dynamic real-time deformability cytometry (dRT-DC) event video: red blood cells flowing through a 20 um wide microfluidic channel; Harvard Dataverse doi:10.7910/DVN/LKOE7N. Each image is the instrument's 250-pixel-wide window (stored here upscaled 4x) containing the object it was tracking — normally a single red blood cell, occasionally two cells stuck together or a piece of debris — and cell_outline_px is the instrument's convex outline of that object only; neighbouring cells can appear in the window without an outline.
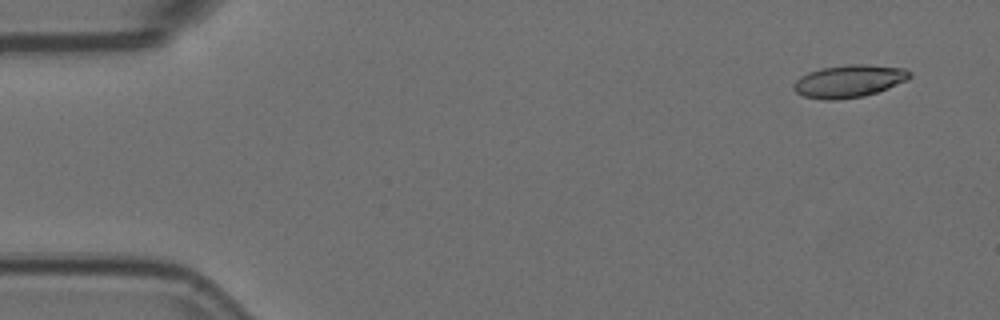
{"species": "Egyptian fruit bat (a non-hibernating species)", "species_latin": "Rousettus aegyptiacus", "temperature_condition": "room temperature", "stored_images_in_passage": 5, "segment_of_instrument_passage": [1, 2], "camera_frame_rate_fps": 3000, "um_per_image_px": 0.085, "animal": {"sex": "female"}, "frame": {"image": 1, "passage_image": 1, "time_ms": 0.0, "image_size_px": [1000, 320], "cell_outline_px": [[912, 76], [908, 80], [888, 88], [864, 96], [832, 100], [824, 100], [804, 96], [796, 92], [792, 88], [792, 84], [800, 76], [808, 72], [820, 68], [848, 64], [868, 64], [904, 68], [912, 72]], "centroid_in_image_um": [72.17, 6.88], "position_along_channel_um": 12.8, "area_um2": 22.2}}
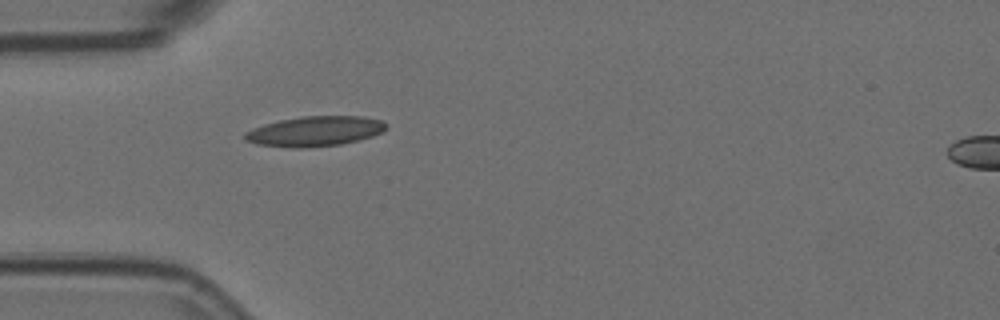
{"frame": {"image": 2, "passage_image": 4, "time_ms": 1.0, "image_size_px": [1000, 320], "cell_outline_px": [[388, 124], [380, 132], [372, 136], [340, 144], [304, 148], [296, 148], [256, 144], [244, 140], [244, 132], [252, 128], [264, 124], [280, 120], [300, 116], [364, 116], [380, 120]], "centroid_in_image_um": [26.71, 11.15], "position_along_channel_um": 58.3, "area_um2": 24.62}}